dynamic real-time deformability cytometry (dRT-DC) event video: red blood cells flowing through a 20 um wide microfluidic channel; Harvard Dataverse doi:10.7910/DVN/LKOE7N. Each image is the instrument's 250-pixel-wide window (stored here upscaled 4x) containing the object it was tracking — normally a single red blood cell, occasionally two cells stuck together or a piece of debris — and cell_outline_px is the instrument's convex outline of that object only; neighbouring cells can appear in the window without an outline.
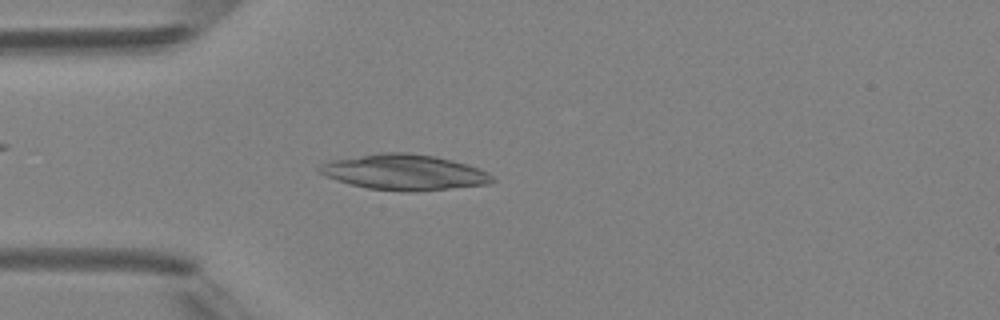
{"species": "Egyptian fruit bat (a non-hibernating species)", "species_latin": "Rousettus aegyptiacus", "temperature_condition": "room temperature", "stored_images_in_passage": 4, "camera_frame_rate_fps": 3000, "um_per_image_px": 0.085, "animal": {"sex": "female"}, "frame": {"image": 1, "passage_image": 4, "time_ms": 3.333, "image_size_px": [1000, 320], "cell_outline_px": [[496, 180], [488, 184], [416, 192], [404, 192], [368, 188], [336, 180], [320, 172], [316, 168], [320, 164], [332, 160], [380, 152], [408, 152], [436, 156], [452, 160], [488, 172]], "centroid_in_image_um": [34.36, 14.64], "position_along_channel_um": 50.6, "area_um2": 35.72}}